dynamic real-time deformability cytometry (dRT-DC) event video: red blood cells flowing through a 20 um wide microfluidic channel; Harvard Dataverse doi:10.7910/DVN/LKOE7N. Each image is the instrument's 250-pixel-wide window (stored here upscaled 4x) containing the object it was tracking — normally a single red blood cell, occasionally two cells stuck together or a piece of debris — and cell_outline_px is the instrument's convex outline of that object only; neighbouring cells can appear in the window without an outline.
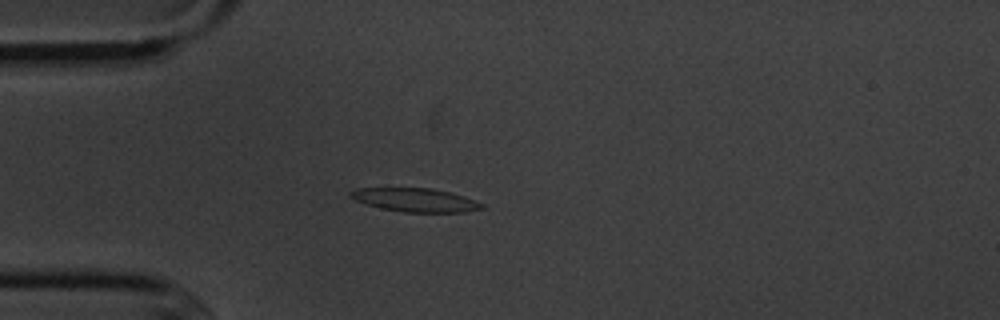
{"species": "common noctule bat (a hibernating species)", "species_latin": "Nyctalus noctula", "temperature_condition": "cold", "stored_images_in_passage": 4, "camera_frame_rate_fps": 3000, "um_per_image_px": 0.085, "animal": {"sex": "male", "body_mass_g": 20.1, "forearm_length_mm": 53.5}, "frame": {"image": 1, "passage_image": 4, "time_ms": 3.667, "image_size_px": [1000, 320], "cell_outline_px": [[484, 208], [464, 212], [404, 212], [380, 208], [356, 200], [348, 196], [348, 192], [356, 188], [432, 188], [452, 192], [476, 200], [484, 204]], "centroid_in_image_um": [35.32, 16.99], "position_along_channel_um": 49.7, "area_um2": 18.15}}